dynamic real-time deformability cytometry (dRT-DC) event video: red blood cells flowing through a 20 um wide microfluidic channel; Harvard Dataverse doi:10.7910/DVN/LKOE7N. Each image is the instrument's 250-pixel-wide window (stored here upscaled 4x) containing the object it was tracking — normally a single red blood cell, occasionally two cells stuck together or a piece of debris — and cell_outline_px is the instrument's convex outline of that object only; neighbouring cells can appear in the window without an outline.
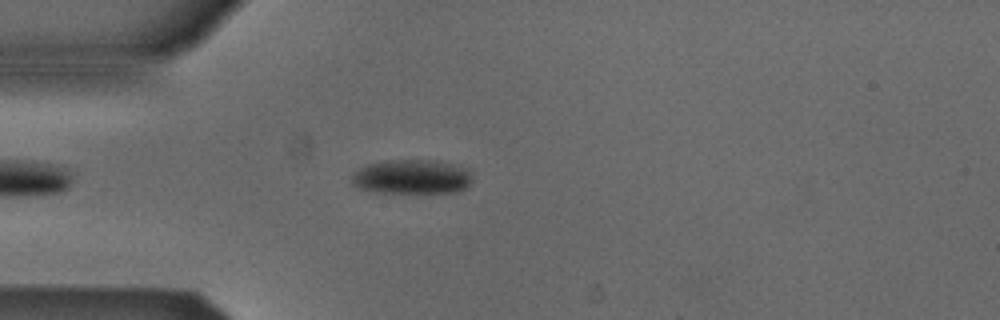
{"species": "Egyptian fruit bat (a non-hibernating species)", "species_latin": "Rousettus aegyptiacus", "temperature_condition": "cold", "stored_images_in_passage": 45, "camera_frame_rate_fps": 3000, "um_per_image_px": 0.085, "animal": {"sex": "male"}, "frame": {"image": 1, "passage_image": 6, "time_ms": 1.667, "image_size_px": [1000, 320], "cell_outline_px": [[472, 180], [468, 188], [460, 192], [376, 192], [360, 188], [352, 184], [352, 172], [368, 164], [380, 160], [432, 160], [452, 164], [468, 168], [472, 172]], "centroid_in_image_um": [35.04, 15.02], "position_along_channel_um": 50.0, "area_um2": 24.45}}
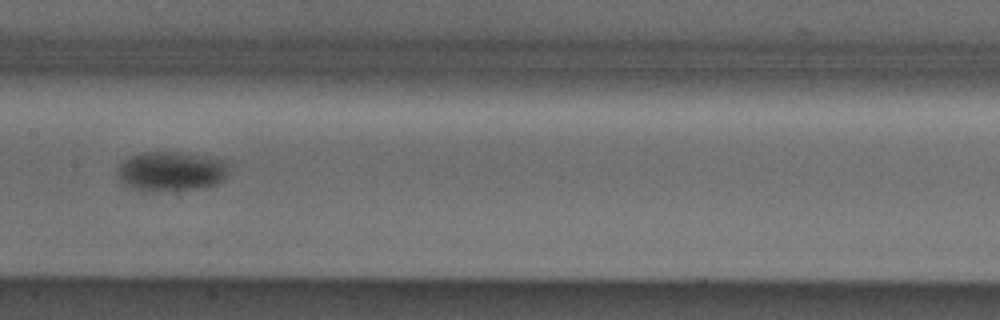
{"frame": {"image": 2, "passage_image": 18, "time_ms": 5.667, "image_size_px": [1000, 320], "cell_outline_px": [[232, 160], [224, 176], [216, 184], [204, 188], [172, 192], [132, 188], [124, 184], [120, 180], [116, 172], [116, 168], [128, 156], [140, 152], [180, 152]], "centroid_in_image_um": [14.56, 14.55], "position_along_channel_um": 192.8, "area_um2": 26.24}}
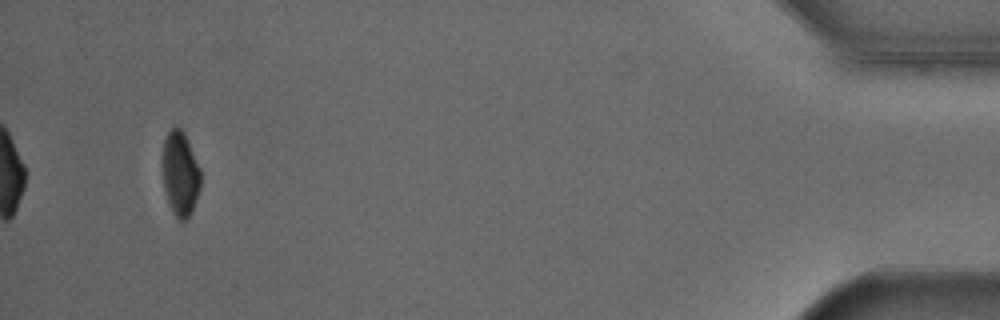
{"frame": {"image": 3, "passage_image": 42, "time_ms": 13.667, "image_size_px": [1000, 320], "cell_outline_px": [[200, 188], [188, 220], [180, 224], [176, 220], [168, 204], [164, 188], [164, 140], [168, 132], [176, 124], [184, 132], [200, 168]], "centroid_in_image_um": [15.33, 14.83], "position_along_channel_um": 419.9, "area_um2": 18.79}, "authors_computed_cell_mechanics": {"area_um2": 23.987, "velocity_mm_per_s": 3.8496, "shape_relaxation_time_tau1_ms": 4.0892, "shape_relaxation_time_tau2_ms": null, "deformation_change_tau1": 0.1012, "deformation_change_tau2": null}}